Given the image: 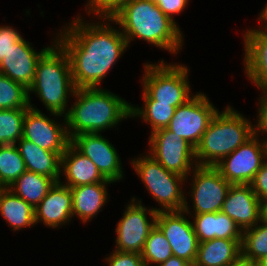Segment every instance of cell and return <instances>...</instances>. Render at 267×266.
Returning a JSON list of instances; mask_svg holds the SVG:
<instances>
[{
  "instance_id": "6da1fadb",
  "label": "cell",
  "mask_w": 267,
  "mask_h": 266,
  "mask_svg": "<svg viewBox=\"0 0 267 266\" xmlns=\"http://www.w3.org/2000/svg\"><path fill=\"white\" fill-rule=\"evenodd\" d=\"M67 27L55 41L69 57L75 88H98L128 47L123 33L107 23L86 24L80 16Z\"/></svg>"
},
{
  "instance_id": "7a4b0ae2",
  "label": "cell",
  "mask_w": 267,
  "mask_h": 266,
  "mask_svg": "<svg viewBox=\"0 0 267 266\" xmlns=\"http://www.w3.org/2000/svg\"><path fill=\"white\" fill-rule=\"evenodd\" d=\"M103 19L122 27L127 44L140 38L174 54L182 47L181 29L159 9L155 0H129L112 18Z\"/></svg>"
},
{
  "instance_id": "3957f363",
  "label": "cell",
  "mask_w": 267,
  "mask_h": 266,
  "mask_svg": "<svg viewBox=\"0 0 267 266\" xmlns=\"http://www.w3.org/2000/svg\"><path fill=\"white\" fill-rule=\"evenodd\" d=\"M77 101L67 110L66 124L70 139L80 133H99L131 117V104L110 91L78 88Z\"/></svg>"
},
{
  "instance_id": "277c9868",
  "label": "cell",
  "mask_w": 267,
  "mask_h": 266,
  "mask_svg": "<svg viewBox=\"0 0 267 266\" xmlns=\"http://www.w3.org/2000/svg\"><path fill=\"white\" fill-rule=\"evenodd\" d=\"M217 112L195 148V163L199 166H215L256 132V125L230 107ZM199 160V161H198Z\"/></svg>"
},
{
  "instance_id": "5b68a950",
  "label": "cell",
  "mask_w": 267,
  "mask_h": 266,
  "mask_svg": "<svg viewBox=\"0 0 267 266\" xmlns=\"http://www.w3.org/2000/svg\"><path fill=\"white\" fill-rule=\"evenodd\" d=\"M75 89L69 57L55 41L38 60L28 95L35 92L52 115L61 117L67 115L68 94Z\"/></svg>"
},
{
  "instance_id": "8992f818",
  "label": "cell",
  "mask_w": 267,
  "mask_h": 266,
  "mask_svg": "<svg viewBox=\"0 0 267 266\" xmlns=\"http://www.w3.org/2000/svg\"><path fill=\"white\" fill-rule=\"evenodd\" d=\"M132 165L149 193L163 207L159 211H182L191 213L184 192L180 187L186 178L167 171L152 155L132 160Z\"/></svg>"
},
{
  "instance_id": "52a82bcc",
  "label": "cell",
  "mask_w": 267,
  "mask_h": 266,
  "mask_svg": "<svg viewBox=\"0 0 267 266\" xmlns=\"http://www.w3.org/2000/svg\"><path fill=\"white\" fill-rule=\"evenodd\" d=\"M187 66L178 64L145 63L143 75L144 91L151 99L158 103L169 104L177 108L189 100L190 86Z\"/></svg>"
},
{
  "instance_id": "ba28073f",
  "label": "cell",
  "mask_w": 267,
  "mask_h": 266,
  "mask_svg": "<svg viewBox=\"0 0 267 266\" xmlns=\"http://www.w3.org/2000/svg\"><path fill=\"white\" fill-rule=\"evenodd\" d=\"M258 132L214 167L232 185L251 184L267 161V142L258 141Z\"/></svg>"
},
{
  "instance_id": "9c48e42d",
  "label": "cell",
  "mask_w": 267,
  "mask_h": 266,
  "mask_svg": "<svg viewBox=\"0 0 267 266\" xmlns=\"http://www.w3.org/2000/svg\"><path fill=\"white\" fill-rule=\"evenodd\" d=\"M217 112L204 93H197L175 109L166 128L196 148Z\"/></svg>"
},
{
  "instance_id": "30bf717a",
  "label": "cell",
  "mask_w": 267,
  "mask_h": 266,
  "mask_svg": "<svg viewBox=\"0 0 267 266\" xmlns=\"http://www.w3.org/2000/svg\"><path fill=\"white\" fill-rule=\"evenodd\" d=\"M128 204L126 210L116 227V249L121 252H131L142 254L145 241L150 231L156 225V217L159 209H148L142 205V201ZM135 202V203H134ZM149 213L151 222H149L146 213Z\"/></svg>"
},
{
  "instance_id": "8fae6325",
  "label": "cell",
  "mask_w": 267,
  "mask_h": 266,
  "mask_svg": "<svg viewBox=\"0 0 267 266\" xmlns=\"http://www.w3.org/2000/svg\"><path fill=\"white\" fill-rule=\"evenodd\" d=\"M149 144V154L167 171L187 179L191 166L193 169V159L195 161V148L192 145L167 128L151 132Z\"/></svg>"
},
{
  "instance_id": "7c38bea8",
  "label": "cell",
  "mask_w": 267,
  "mask_h": 266,
  "mask_svg": "<svg viewBox=\"0 0 267 266\" xmlns=\"http://www.w3.org/2000/svg\"><path fill=\"white\" fill-rule=\"evenodd\" d=\"M192 183L194 214L220 212L231 183L226 181L214 166L194 163Z\"/></svg>"
},
{
  "instance_id": "4fadbf2b",
  "label": "cell",
  "mask_w": 267,
  "mask_h": 266,
  "mask_svg": "<svg viewBox=\"0 0 267 266\" xmlns=\"http://www.w3.org/2000/svg\"><path fill=\"white\" fill-rule=\"evenodd\" d=\"M23 119L22 138L31 141L37 146L62 155L71 143L68 134L66 118L64 126L46 117L40 110L29 103Z\"/></svg>"
},
{
  "instance_id": "5bb4252c",
  "label": "cell",
  "mask_w": 267,
  "mask_h": 266,
  "mask_svg": "<svg viewBox=\"0 0 267 266\" xmlns=\"http://www.w3.org/2000/svg\"><path fill=\"white\" fill-rule=\"evenodd\" d=\"M182 211H159L156 226L168 240L173 256L184 259L191 265L195 263L198 251V239L192 223L184 217Z\"/></svg>"
},
{
  "instance_id": "9a60e30c",
  "label": "cell",
  "mask_w": 267,
  "mask_h": 266,
  "mask_svg": "<svg viewBox=\"0 0 267 266\" xmlns=\"http://www.w3.org/2000/svg\"><path fill=\"white\" fill-rule=\"evenodd\" d=\"M71 143L96 165L106 179L116 182L123 178L117 150L100 133H80L71 139Z\"/></svg>"
},
{
  "instance_id": "2e32d148",
  "label": "cell",
  "mask_w": 267,
  "mask_h": 266,
  "mask_svg": "<svg viewBox=\"0 0 267 266\" xmlns=\"http://www.w3.org/2000/svg\"><path fill=\"white\" fill-rule=\"evenodd\" d=\"M221 212L233 219L242 232L261 221V200L250 184L231 185Z\"/></svg>"
},
{
  "instance_id": "e0dca14e",
  "label": "cell",
  "mask_w": 267,
  "mask_h": 266,
  "mask_svg": "<svg viewBox=\"0 0 267 266\" xmlns=\"http://www.w3.org/2000/svg\"><path fill=\"white\" fill-rule=\"evenodd\" d=\"M23 38L12 45L0 63V74L20 83L29 89L35 75L36 65L41 56L50 48L45 47L39 53Z\"/></svg>"
},
{
  "instance_id": "ac0fdd59",
  "label": "cell",
  "mask_w": 267,
  "mask_h": 266,
  "mask_svg": "<svg viewBox=\"0 0 267 266\" xmlns=\"http://www.w3.org/2000/svg\"><path fill=\"white\" fill-rule=\"evenodd\" d=\"M245 31L244 64L248 78L267 95V27Z\"/></svg>"
},
{
  "instance_id": "d6986e66",
  "label": "cell",
  "mask_w": 267,
  "mask_h": 266,
  "mask_svg": "<svg viewBox=\"0 0 267 266\" xmlns=\"http://www.w3.org/2000/svg\"><path fill=\"white\" fill-rule=\"evenodd\" d=\"M71 189L63 182H55L46 196L34 208L35 224L39 221L46 226L57 228L73 217Z\"/></svg>"
},
{
  "instance_id": "ffe728a7",
  "label": "cell",
  "mask_w": 267,
  "mask_h": 266,
  "mask_svg": "<svg viewBox=\"0 0 267 266\" xmlns=\"http://www.w3.org/2000/svg\"><path fill=\"white\" fill-rule=\"evenodd\" d=\"M63 168V169H62ZM61 171L67 179L64 184L69 188L103 181L106 179L96 165L83 155L72 143L61 155Z\"/></svg>"
},
{
  "instance_id": "44dd1931",
  "label": "cell",
  "mask_w": 267,
  "mask_h": 266,
  "mask_svg": "<svg viewBox=\"0 0 267 266\" xmlns=\"http://www.w3.org/2000/svg\"><path fill=\"white\" fill-rule=\"evenodd\" d=\"M193 229L198 242L217 239L242 240L243 232L233 219L223 212L194 214Z\"/></svg>"
},
{
  "instance_id": "7402d4cb",
  "label": "cell",
  "mask_w": 267,
  "mask_h": 266,
  "mask_svg": "<svg viewBox=\"0 0 267 266\" xmlns=\"http://www.w3.org/2000/svg\"><path fill=\"white\" fill-rule=\"evenodd\" d=\"M17 148L27 171L47 176L55 182L61 181V155L59 153L42 149L24 138L18 141Z\"/></svg>"
},
{
  "instance_id": "603a6c76",
  "label": "cell",
  "mask_w": 267,
  "mask_h": 266,
  "mask_svg": "<svg viewBox=\"0 0 267 266\" xmlns=\"http://www.w3.org/2000/svg\"><path fill=\"white\" fill-rule=\"evenodd\" d=\"M110 183H113V181H103L70 188L73 217L78 216L85 223L96 216L107 201L108 192L106 186Z\"/></svg>"
},
{
  "instance_id": "cb8c5ba5",
  "label": "cell",
  "mask_w": 267,
  "mask_h": 266,
  "mask_svg": "<svg viewBox=\"0 0 267 266\" xmlns=\"http://www.w3.org/2000/svg\"><path fill=\"white\" fill-rule=\"evenodd\" d=\"M242 240L217 239L198 244L196 266H228L241 254Z\"/></svg>"
},
{
  "instance_id": "d4e9b609",
  "label": "cell",
  "mask_w": 267,
  "mask_h": 266,
  "mask_svg": "<svg viewBox=\"0 0 267 266\" xmlns=\"http://www.w3.org/2000/svg\"><path fill=\"white\" fill-rule=\"evenodd\" d=\"M0 214L15 231L35 224V209L8 188L0 189Z\"/></svg>"
},
{
  "instance_id": "484cf974",
  "label": "cell",
  "mask_w": 267,
  "mask_h": 266,
  "mask_svg": "<svg viewBox=\"0 0 267 266\" xmlns=\"http://www.w3.org/2000/svg\"><path fill=\"white\" fill-rule=\"evenodd\" d=\"M54 183L52 178L26 170L8 189L35 208Z\"/></svg>"
},
{
  "instance_id": "4316f807",
  "label": "cell",
  "mask_w": 267,
  "mask_h": 266,
  "mask_svg": "<svg viewBox=\"0 0 267 266\" xmlns=\"http://www.w3.org/2000/svg\"><path fill=\"white\" fill-rule=\"evenodd\" d=\"M144 105L142 108L131 106V117L138 116L143 118L146 123L151 125V132L166 128L174 116L175 107L169 104L158 103L151 99L145 92L142 95Z\"/></svg>"
},
{
  "instance_id": "83f0119b",
  "label": "cell",
  "mask_w": 267,
  "mask_h": 266,
  "mask_svg": "<svg viewBox=\"0 0 267 266\" xmlns=\"http://www.w3.org/2000/svg\"><path fill=\"white\" fill-rule=\"evenodd\" d=\"M25 171L17 145H0V188H9Z\"/></svg>"
},
{
  "instance_id": "f1b7e54d",
  "label": "cell",
  "mask_w": 267,
  "mask_h": 266,
  "mask_svg": "<svg viewBox=\"0 0 267 266\" xmlns=\"http://www.w3.org/2000/svg\"><path fill=\"white\" fill-rule=\"evenodd\" d=\"M260 223L243 231L241 244L242 255L257 263L267 258V222Z\"/></svg>"
},
{
  "instance_id": "f546056e",
  "label": "cell",
  "mask_w": 267,
  "mask_h": 266,
  "mask_svg": "<svg viewBox=\"0 0 267 266\" xmlns=\"http://www.w3.org/2000/svg\"><path fill=\"white\" fill-rule=\"evenodd\" d=\"M28 89L0 74V109H29Z\"/></svg>"
},
{
  "instance_id": "4dcf8cb0",
  "label": "cell",
  "mask_w": 267,
  "mask_h": 266,
  "mask_svg": "<svg viewBox=\"0 0 267 266\" xmlns=\"http://www.w3.org/2000/svg\"><path fill=\"white\" fill-rule=\"evenodd\" d=\"M141 256L145 266L151 263L159 265L173 256L168 240L156 225L145 241Z\"/></svg>"
},
{
  "instance_id": "1f68e13d",
  "label": "cell",
  "mask_w": 267,
  "mask_h": 266,
  "mask_svg": "<svg viewBox=\"0 0 267 266\" xmlns=\"http://www.w3.org/2000/svg\"><path fill=\"white\" fill-rule=\"evenodd\" d=\"M28 109H0V145L16 144L22 138Z\"/></svg>"
},
{
  "instance_id": "d6a6232c",
  "label": "cell",
  "mask_w": 267,
  "mask_h": 266,
  "mask_svg": "<svg viewBox=\"0 0 267 266\" xmlns=\"http://www.w3.org/2000/svg\"><path fill=\"white\" fill-rule=\"evenodd\" d=\"M129 0H89L88 13H95L99 18H112ZM88 7V8H87Z\"/></svg>"
},
{
  "instance_id": "836d02e7",
  "label": "cell",
  "mask_w": 267,
  "mask_h": 266,
  "mask_svg": "<svg viewBox=\"0 0 267 266\" xmlns=\"http://www.w3.org/2000/svg\"><path fill=\"white\" fill-rule=\"evenodd\" d=\"M113 251L114 252L106 258L109 266H145L140 254L117 250Z\"/></svg>"
},
{
  "instance_id": "e575fe53",
  "label": "cell",
  "mask_w": 267,
  "mask_h": 266,
  "mask_svg": "<svg viewBox=\"0 0 267 266\" xmlns=\"http://www.w3.org/2000/svg\"><path fill=\"white\" fill-rule=\"evenodd\" d=\"M21 39V35L13 27L0 26V63L12 48V45Z\"/></svg>"
},
{
  "instance_id": "d590c367",
  "label": "cell",
  "mask_w": 267,
  "mask_h": 266,
  "mask_svg": "<svg viewBox=\"0 0 267 266\" xmlns=\"http://www.w3.org/2000/svg\"><path fill=\"white\" fill-rule=\"evenodd\" d=\"M250 185L252 186L253 192L261 201L267 198V161L256 173Z\"/></svg>"
},
{
  "instance_id": "8d00e7d4",
  "label": "cell",
  "mask_w": 267,
  "mask_h": 266,
  "mask_svg": "<svg viewBox=\"0 0 267 266\" xmlns=\"http://www.w3.org/2000/svg\"><path fill=\"white\" fill-rule=\"evenodd\" d=\"M188 1L189 0H155L159 9L174 22L175 20L172 18V15L181 13L188 4Z\"/></svg>"
},
{
  "instance_id": "74e56055",
  "label": "cell",
  "mask_w": 267,
  "mask_h": 266,
  "mask_svg": "<svg viewBox=\"0 0 267 266\" xmlns=\"http://www.w3.org/2000/svg\"><path fill=\"white\" fill-rule=\"evenodd\" d=\"M259 114H258V121L256 123V130L257 132H264L265 135L267 133V95H262L260 97V101H259ZM265 141L267 142V137L265 139Z\"/></svg>"
},
{
  "instance_id": "f35d334b",
  "label": "cell",
  "mask_w": 267,
  "mask_h": 266,
  "mask_svg": "<svg viewBox=\"0 0 267 266\" xmlns=\"http://www.w3.org/2000/svg\"><path fill=\"white\" fill-rule=\"evenodd\" d=\"M190 265L191 264L185 261L184 259L172 256L165 262L159 264L158 266H190Z\"/></svg>"
},
{
  "instance_id": "ab89813d",
  "label": "cell",
  "mask_w": 267,
  "mask_h": 266,
  "mask_svg": "<svg viewBox=\"0 0 267 266\" xmlns=\"http://www.w3.org/2000/svg\"><path fill=\"white\" fill-rule=\"evenodd\" d=\"M228 266H260L259 263L252 261L251 259L245 258L242 254Z\"/></svg>"
},
{
  "instance_id": "60d3db41",
  "label": "cell",
  "mask_w": 267,
  "mask_h": 266,
  "mask_svg": "<svg viewBox=\"0 0 267 266\" xmlns=\"http://www.w3.org/2000/svg\"><path fill=\"white\" fill-rule=\"evenodd\" d=\"M261 220L267 222V198L261 201Z\"/></svg>"
},
{
  "instance_id": "b9f144b4",
  "label": "cell",
  "mask_w": 267,
  "mask_h": 266,
  "mask_svg": "<svg viewBox=\"0 0 267 266\" xmlns=\"http://www.w3.org/2000/svg\"><path fill=\"white\" fill-rule=\"evenodd\" d=\"M262 21H264L265 25H263L264 27H267V4L265 6V8L263 9V11L261 12L260 18H258Z\"/></svg>"
},
{
  "instance_id": "7bdbcfd3",
  "label": "cell",
  "mask_w": 267,
  "mask_h": 266,
  "mask_svg": "<svg viewBox=\"0 0 267 266\" xmlns=\"http://www.w3.org/2000/svg\"><path fill=\"white\" fill-rule=\"evenodd\" d=\"M260 266H267V258H265L262 262L259 263Z\"/></svg>"
}]
</instances>
